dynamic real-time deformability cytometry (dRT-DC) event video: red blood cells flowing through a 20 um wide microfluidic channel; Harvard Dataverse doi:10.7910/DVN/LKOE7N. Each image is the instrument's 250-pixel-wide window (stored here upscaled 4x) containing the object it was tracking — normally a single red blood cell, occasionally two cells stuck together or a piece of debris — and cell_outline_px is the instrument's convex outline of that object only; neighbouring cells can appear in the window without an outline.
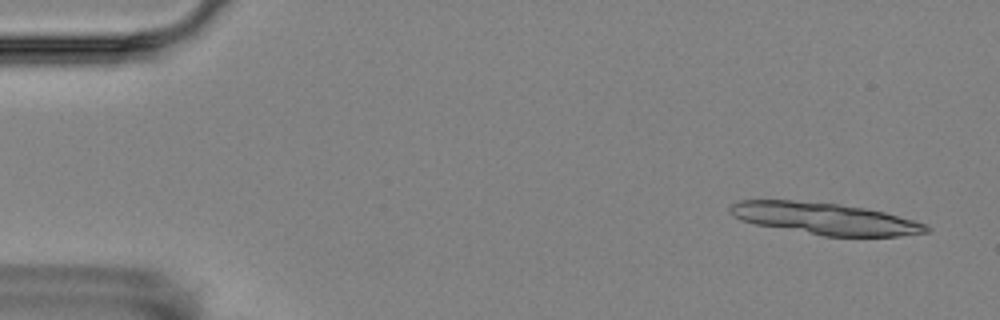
{"species": "Egyptian fruit bat (a non-hibernating species)", "species_latin": "Rousettus aegyptiacus", "temperature_condition": "room temperature", "stored_images_in_passage": 4, "camera_frame_rate_fps": 3000, "um_per_image_px": 0.085, "animal": {"sex": "female"}, "frame": {"image": 1, "passage_image": 1, "time_ms": 0.0, "image_size_px": [1000, 320], "cell_outline_px": [[932, 228], [928, 232], [900, 236], [824, 236], [756, 224], [740, 220], [732, 216], [728, 212], [728, 208], [732, 204], [740, 200], [792, 200], [840, 204], [864, 208], [884, 212], [916, 220]], "centroid_in_image_um": [70.11, 18.58], "position_along_channel_um": 14.9, "area_um2": 36.3}}